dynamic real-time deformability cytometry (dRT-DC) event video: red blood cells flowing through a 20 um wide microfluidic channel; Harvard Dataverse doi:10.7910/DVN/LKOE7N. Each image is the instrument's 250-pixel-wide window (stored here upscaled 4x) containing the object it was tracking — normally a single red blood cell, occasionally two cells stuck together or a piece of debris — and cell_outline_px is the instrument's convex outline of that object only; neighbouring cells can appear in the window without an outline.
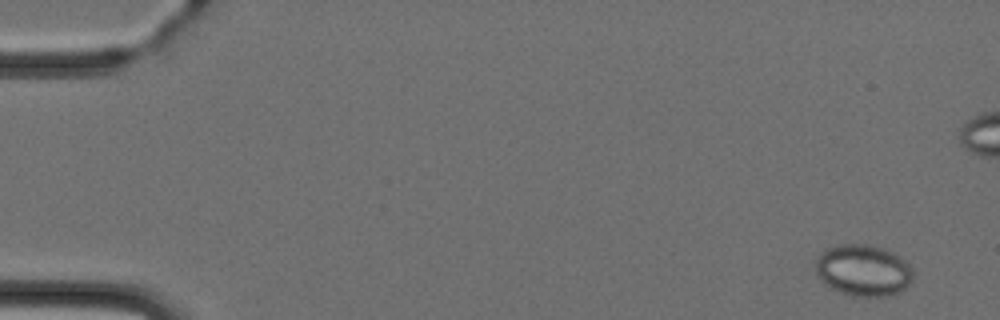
{"species": "Egyptian fruit bat (a non-hibernating species)", "species_latin": "Rousettus aegyptiacus", "temperature_condition": "cold", "stored_images_in_passage": 5, "camera_frame_rate_fps": 3000, "um_per_image_px": 0.085, "animal": {"sex": "female"}, "frame": {"image": 1, "passage_image": 5, "time_ms": 5.333, "image_size_px": [1000, 320], "cell_outline_px": [[912, 280], [900, 292], [884, 296], [852, 296], [832, 288], [816, 272], [816, 260], [828, 248], [836, 244], [868, 244], [884, 248], [900, 256], [912, 268]], "centroid_in_image_um": [73.41, 22.96], "position_along_channel_um": 11.6, "area_um2": 28.84}}